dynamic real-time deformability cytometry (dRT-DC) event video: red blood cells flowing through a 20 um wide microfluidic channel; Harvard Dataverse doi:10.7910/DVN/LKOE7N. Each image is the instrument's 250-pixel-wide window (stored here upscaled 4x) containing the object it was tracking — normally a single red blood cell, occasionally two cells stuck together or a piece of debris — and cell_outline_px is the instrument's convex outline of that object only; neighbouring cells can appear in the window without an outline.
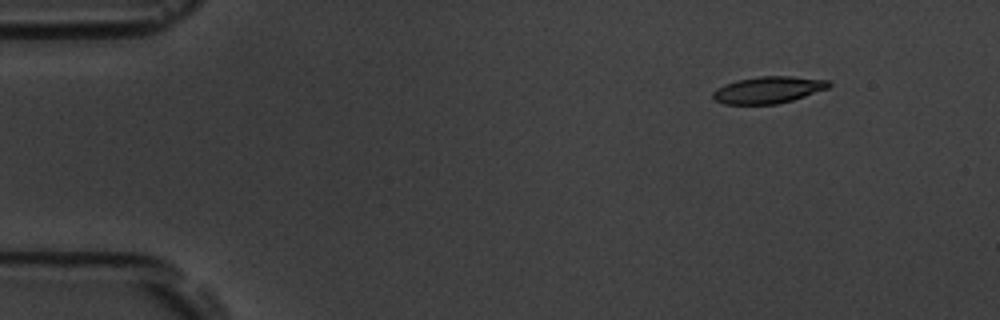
{"species": "common noctule bat (a hibernating species)", "species_latin": "Nyctalus noctula", "temperature_condition": "room temperature", "stored_images_in_passage": 49, "camera_frame_rate_fps": 3000, "um_per_image_px": 0.085, "animal": {"sex": "male", "body_mass_g": 19.5, "forearm_length_mm": 54.6}, "frame": {"image": 1, "passage_image": 1, "time_ms": 0.0, "image_size_px": [1000, 320], "cell_outline_px": [[832, 84], [828, 88], [792, 100], [776, 104], [724, 104], [716, 100], [712, 96], [712, 92], [716, 88], [724, 84], [736, 80], [760, 76], [792, 76], [828, 80]], "centroid_in_image_um": [65.28, 7.63], "position_along_channel_um": 19.7, "area_um2": 18.09}}
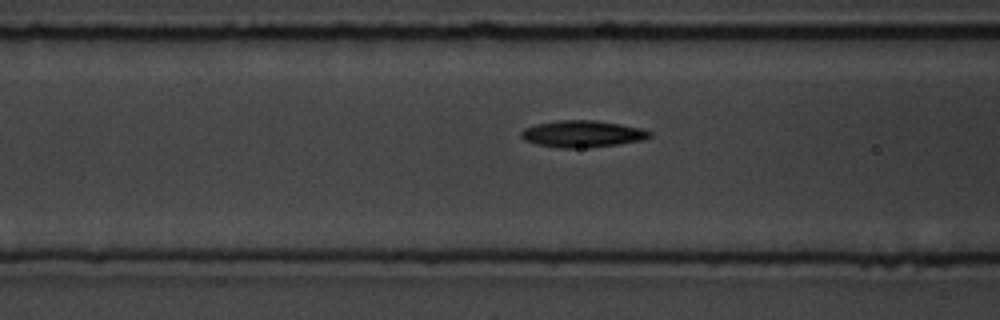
{"frame": {"image": 2, "passage_image": 16, "time_ms": 5.0, "image_size_px": [1000, 320], "cell_outline_px": [[652, 136], [644, 140], [588, 148], [556, 148], [536, 144], [524, 140], [520, 136], [520, 132], [524, 128], [536, 124], [556, 120], [596, 120], [620, 124], [640, 128], [652, 132]], "centroid_in_image_um": [49.48, 11.38], "position_along_channel_um": 117.1, "area_um2": 20.23}}
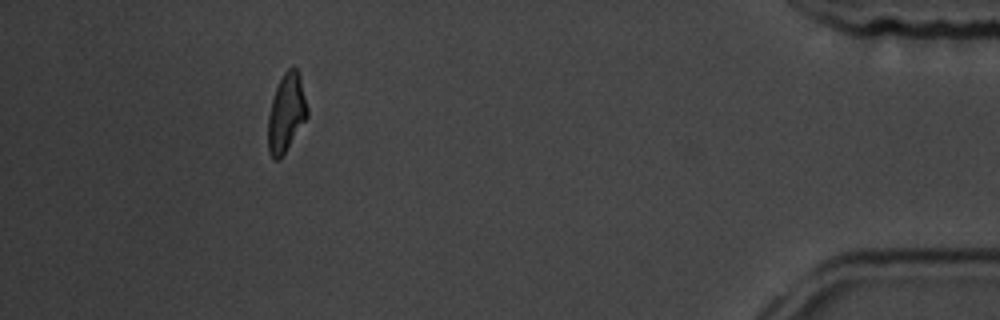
{"frame": {"image": 3, "passage_image": 44, "time_ms": 14.333, "image_size_px": [1000, 320], "cell_outline_px": [[308, 116], [280, 160], [272, 160], [268, 152], [268, 116], [272, 100], [276, 88], [284, 72], [292, 64], [296, 68], [300, 76], [308, 108]], "centroid_in_image_um": [24.33, 9.61], "position_along_channel_um": 410.9, "area_um2": 17.98}, "authors_computed_cell_mechanics": {"area_um2": 18.785, "velocity_mm_per_s": 3.7782, "shape_relaxation_time_tau1_ms": 3.1902, "shape_relaxation_time_tau2_ms": 3.7559, "deformation_change_tau1": 0.1543, "deformation_change_tau2": 0.0897}}